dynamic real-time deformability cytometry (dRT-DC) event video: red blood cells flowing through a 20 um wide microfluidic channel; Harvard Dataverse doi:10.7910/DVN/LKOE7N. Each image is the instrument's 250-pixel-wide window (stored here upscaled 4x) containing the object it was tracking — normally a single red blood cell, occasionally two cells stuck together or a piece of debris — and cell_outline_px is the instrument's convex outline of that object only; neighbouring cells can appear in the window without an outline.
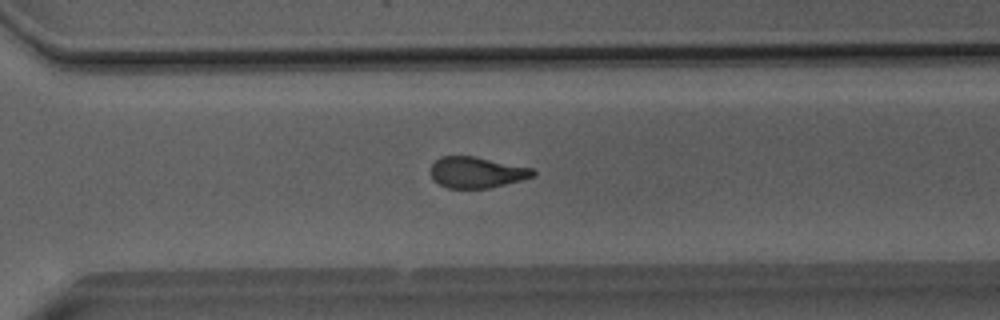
{"species": "Egyptian fruit bat (a non-hibernating species)", "species_latin": "Rousettus aegyptiacus", "temperature_condition": "room temperature", "stored_images_in_passage": 49, "camera_frame_rate_fps": 3000, "um_per_image_px": 0.085, "animal": {"sex": "male"}, "frame": {"image": 1, "passage_image": 34, "time_ms": 11.0, "image_size_px": [1000, 320], "cell_outline_px": [[536, 172], [532, 176], [520, 180], [488, 188], [448, 188], [432, 180], [428, 172], [432, 164], [440, 156], [476, 156], [532, 168]], "centroid_in_image_um": [40.45, 14.64], "position_along_channel_um": 330.2, "area_um2": 18.55}}
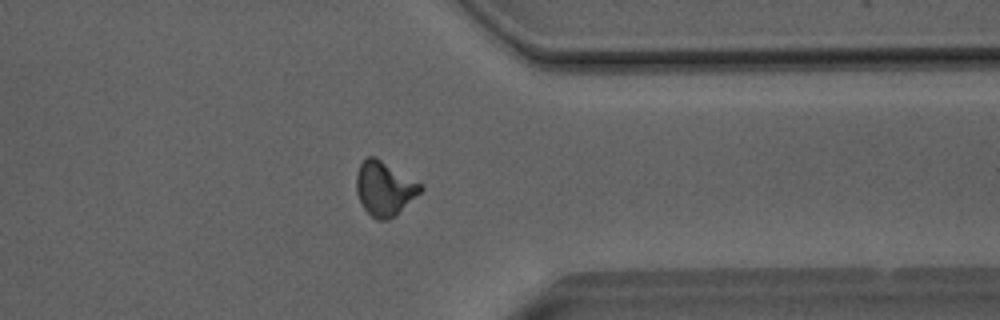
{"frame": {"image": 2, "passage_image": 38, "time_ms": 12.333, "image_size_px": [1000, 320], "cell_outline_px": [[424, 188], [420, 192], [388, 220], [376, 220], [360, 204], [356, 192], [356, 176], [360, 164], [368, 156], [376, 156], [420, 184]], "centroid_in_image_um": [32.62, 16.01], "position_along_channel_um": 378.8, "area_um2": 19.83}}
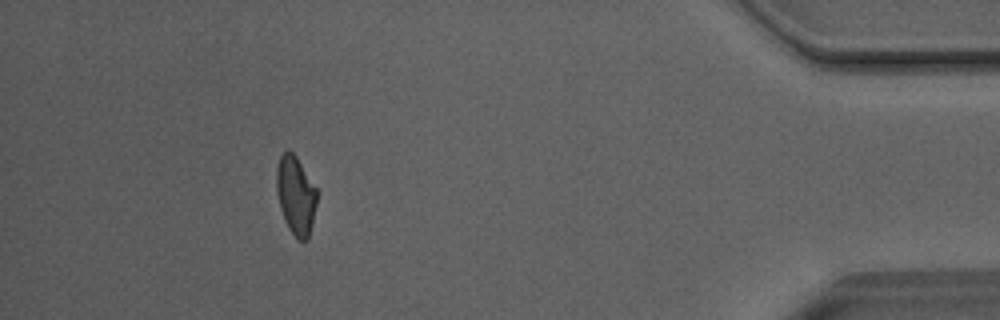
{"frame": {"image": 3, "passage_image": 44, "time_ms": 14.333, "image_size_px": [1000, 320], "cell_outline_px": [[316, 204], [312, 224], [308, 236], [304, 240], [300, 240], [288, 228], [284, 220], [280, 208], [276, 188], [276, 168], [280, 156], [288, 148], [296, 156], [316, 188]], "centroid_in_image_um": [25.11, 16.56], "position_along_channel_um": 410.1, "area_um2": 18.21}, "authors_computed_cell_mechanics": {"area_um2": 19.5942, "velocity_mm_per_s": 4.0755, "shape_relaxation_time_tau1_ms": 4.4528, "shape_relaxation_time_tau2_ms": 1.6514, "deformation_change_tau1": 0.1569, "deformation_change_tau2": 0.1036}}